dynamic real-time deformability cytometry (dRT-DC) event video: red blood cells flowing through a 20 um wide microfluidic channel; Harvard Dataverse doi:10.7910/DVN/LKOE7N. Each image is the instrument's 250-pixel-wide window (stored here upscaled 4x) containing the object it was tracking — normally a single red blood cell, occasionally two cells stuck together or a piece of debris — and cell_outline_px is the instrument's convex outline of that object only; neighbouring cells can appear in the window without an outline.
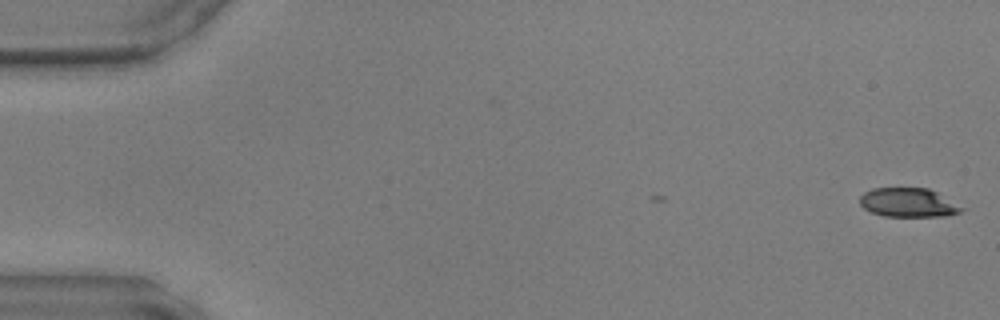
{"species": "common noctule bat (a hibernating species)", "species_latin": "Nyctalus noctula", "temperature_condition": "warm", "stored_images_in_passage": 2, "camera_frame_rate_fps": 3000, "um_per_image_px": 0.085, "animal": {"sex": "male", "body_mass_g": 17.9, "forearm_length_mm": 54.2}, "frame": {"image": 1, "passage_image": 2, "time_ms": 0.333, "image_size_px": [1000, 320], "cell_outline_px": [[968, 208], [960, 212], [948, 216], [884, 216], [872, 212], [864, 208], [860, 204], [860, 196], [864, 192], [872, 188], [928, 188]], "centroid_in_image_um": [77.25, 17.22], "position_along_channel_um": 7.8, "area_um2": 17.34}}